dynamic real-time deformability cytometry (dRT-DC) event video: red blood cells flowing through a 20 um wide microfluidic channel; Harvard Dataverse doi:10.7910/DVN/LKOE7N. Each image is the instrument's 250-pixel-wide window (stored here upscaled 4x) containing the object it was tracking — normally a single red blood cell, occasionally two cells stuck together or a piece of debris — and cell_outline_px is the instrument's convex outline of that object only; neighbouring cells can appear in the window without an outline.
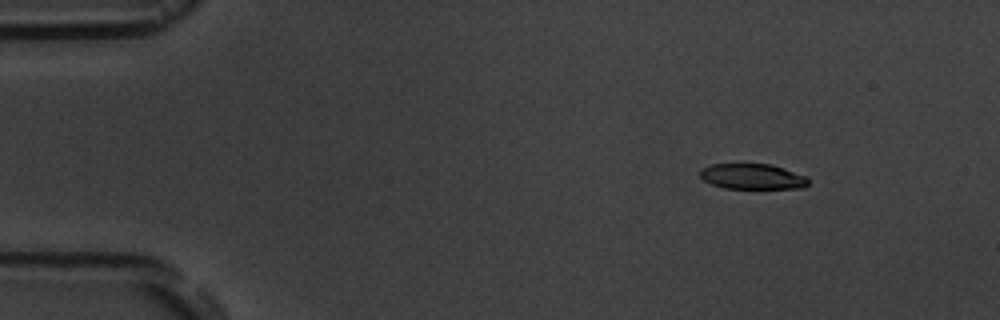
{"species": "common noctule bat (a hibernating species)", "species_latin": "Nyctalus noctula", "temperature_condition": "room temperature", "stored_images_in_passage": 7, "camera_frame_rate_fps": 3000, "um_per_image_px": 0.085, "animal": {"sex": "male", "body_mass_g": 19.5, "forearm_length_mm": 54.6}, "frame": {"image": 1, "passage_image": 2, "time_ms": 1.0, "image_size_px": [1000, 320], "cell_outline_px": [[808, 184], [804, 188], [724, 188], [712, 184], [704, 180], [700, 176], [700, 168], [712, 164], [772, 164], [808, 176]], "centroid_in_image_um": [63.97, 15.0], "position_along_channel_um": 21.0, "area_um2": 16.13}}
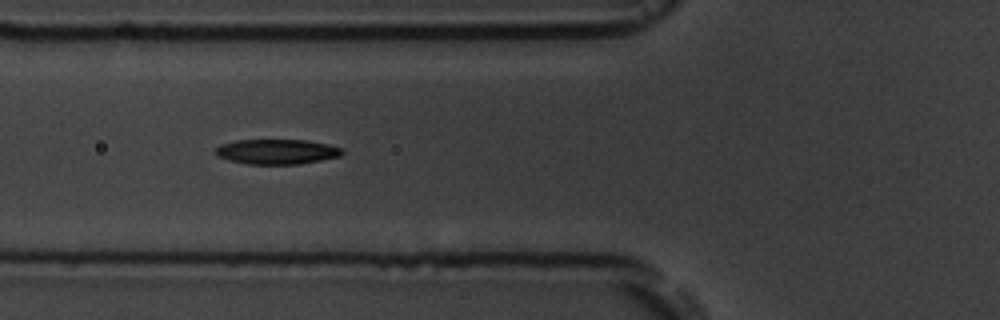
{"frame": {"image": 2, "passage_image": 6, "time_ms": 5.667, "image_size_px": [1000, 320], "cell_outline_px": [[344, 152], [340, 156], [300, 164], [248, 164], [228, 160], [216, 156], [212, 152], [220, 144], [236, 140], [304, 140], [328, 144], [344, 148]], "centroid_in_image_um": [23.5, 12.89], "position_along_channel_um": 102.3, "area_um2": 18.61}}
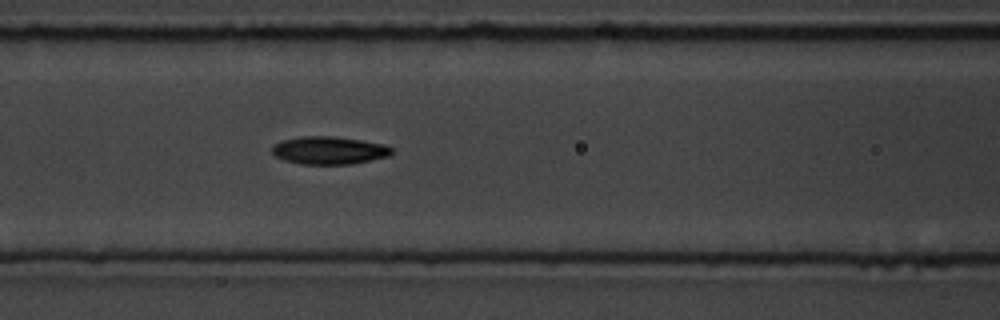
{"frame": {"image": 3, "passage_image": 7, "time_ms": 6.667, "image_size_px": [1000, 320], "cell_outline_px": [[392, 152], [388, 156], [352, 164], [300, 164], [284, 160], [276, 156], [272, 152], [272, 148], [276, 144], [284, 140], [300, 136], [332, 136], [360, 140], [384, 144], [392, 148]], "centroid_in_image_um": [27.97, 12.78], "position_along_channel_um": 138.6, "area_um2": 19.19}}